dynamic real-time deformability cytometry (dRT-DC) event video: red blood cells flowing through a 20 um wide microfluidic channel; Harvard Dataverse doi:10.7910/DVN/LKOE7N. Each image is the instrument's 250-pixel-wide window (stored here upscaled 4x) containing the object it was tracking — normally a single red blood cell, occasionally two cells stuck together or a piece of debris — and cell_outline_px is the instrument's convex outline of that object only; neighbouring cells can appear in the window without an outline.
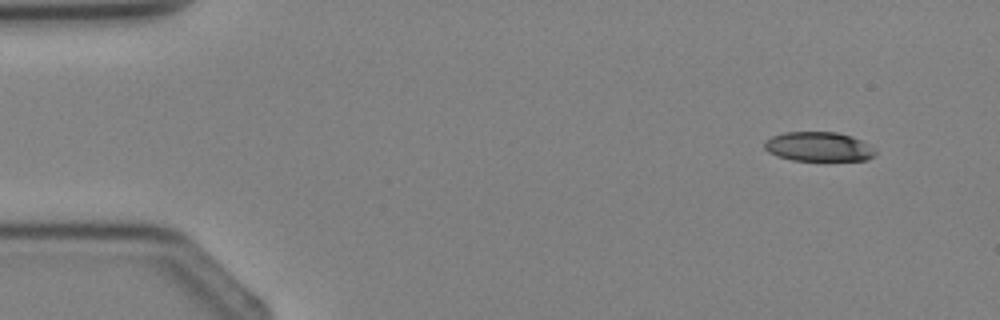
{"species": "Egyptian fruit bat (a non-hibernating species)", "species_latin": "Rousettus aegyptiacus", "temperature_condition": "cold", "stored_images_in_passage": 4, "segment_of_instrument_passage": [1, 2], "camera_frame_rate_fps": 3000, "um_per_image_px": 0.085, "animal": {"sex": "female"}, "frame": {"image": 1, "passage_image": 1, "time_ms": 0.0, "image_size_px": [1000, 320], "cell_outline_px": [[876, 152], [868, 160], [792, 160], [776, 156], [768, 152], [764, 148], [764, 140], [772, 136], [784, 132], [836, 132], [852, 136], [868, 144]], "centroid_in_image_um": [69.53, 12.46], "position_along_channel_um": 15.5, "area_um2": 18.96}}